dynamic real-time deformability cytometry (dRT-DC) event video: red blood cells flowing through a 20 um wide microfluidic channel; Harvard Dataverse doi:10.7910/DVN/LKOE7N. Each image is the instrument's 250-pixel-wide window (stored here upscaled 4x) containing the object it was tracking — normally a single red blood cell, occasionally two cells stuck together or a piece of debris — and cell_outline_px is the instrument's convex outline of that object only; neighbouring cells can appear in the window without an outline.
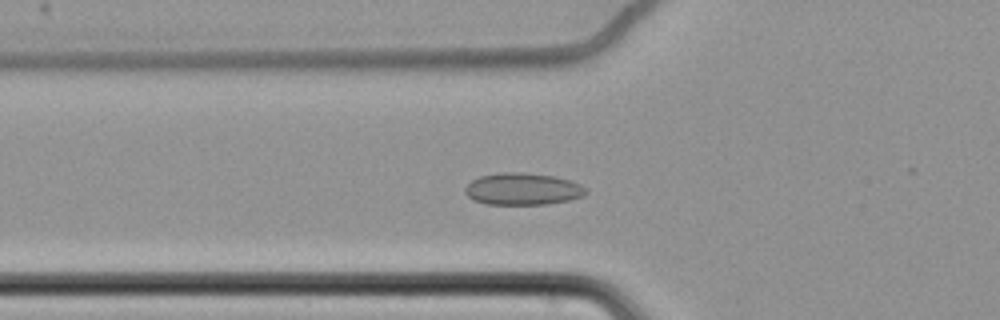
{"species": "common noctule bat (a hibernating species)", "species_latin": "Nyctalus noctula", "temperature_condition": "cold", "stored_images_in_passage": 56, "camera_frame_rate_fps": 3000, "um_per_image_px": 0.085, "animal": {"sex": "female", "body_mass_g": 22.7, "forearm_length_mm": 54.2}, "frame": {"image": 1, "passage_image": 17, "time_ms": 5.333, "image_size_px": [1000, 320], "cell_outline_px": [[588, 192], [584, 196], [568, 200], [548, 204], [488, 204], [476, 200], [468, 196], [464, 192], [464, 188], [472, 180], [480, 176], [500, 172], [520, 172], [552, 176], [572, 180], [588, 188]], "centroid_in_image_um": [44.47, 16.06], "position_along_channel_um": 81.3, "area_um2": 22.54}}
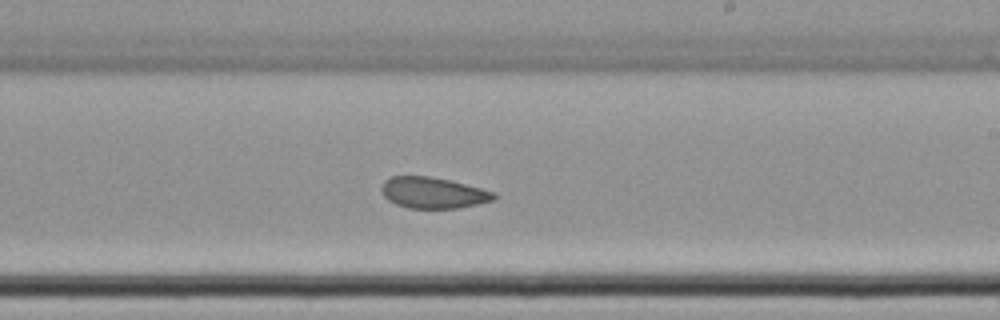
{"frame": {"image": 2, "passage_image": 32, "time_ms": 10.333, "image_size_px": [1000, 320], "cell_outline_px": [[496, 196], [492, 200], [476, 204], [456, 208], [408, 208], [396, 204], [388, 200], [384, 196], [380, 188], [384, 180], [392, 176], [428, 176], [448, 180], [496, 192]], "centroid_in_image_um": [36.76, 16.38], "position_along_channel_um": 252.2, "area_um2": 20.17}}
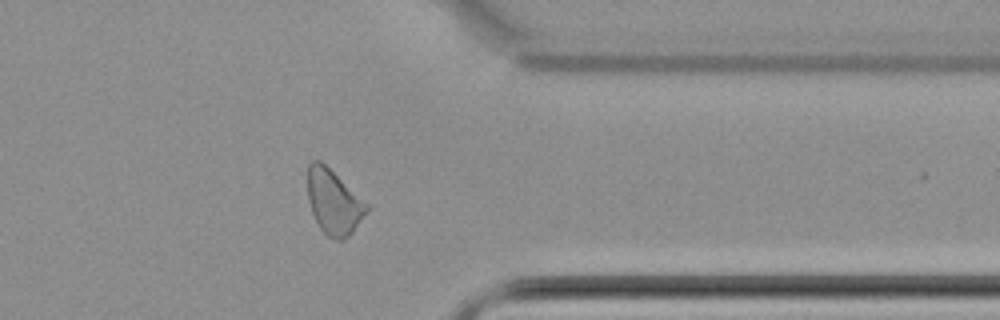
{"frame": {"image": 3, "passage_image": 44, "time_ms": 14.333, "image_size_px": [1000, 320], "cell_outline_px": [[368, 212], [352, 232], [344, 240], [336, 240], [328, 236], [320, 228], [312, 212], [308, 200], [308, 164], [312, 160], [320, 160], [368, 204]], "centroid_in_image_um": [28.36, 17.18], "position_along_channel_um": 383.0, "area_um2": 21.96}, "authors_computed_cell_mechanics": {"area_um2": 22.3686, "velocity_mm_per_s": 3.4372, "shape_relaxation_time_tau1_ms": null, "shape_relaxation_time_tau2_ms": 1.7691, "deformation_change_tau1": null, "deformation_change_tau2": 0.0556}}